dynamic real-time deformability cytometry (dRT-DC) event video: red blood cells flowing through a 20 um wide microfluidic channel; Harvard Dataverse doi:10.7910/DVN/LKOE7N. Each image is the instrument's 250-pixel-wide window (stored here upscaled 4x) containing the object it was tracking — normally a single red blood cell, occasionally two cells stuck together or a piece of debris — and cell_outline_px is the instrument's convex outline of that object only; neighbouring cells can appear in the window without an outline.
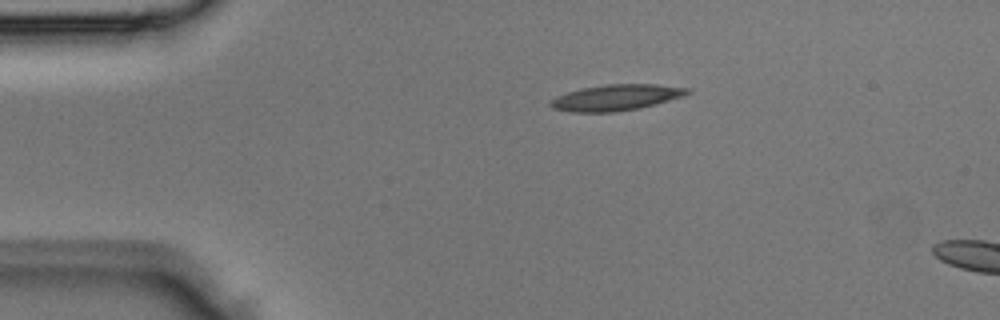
{"species": "Egyptian fruit bat (a non-hibernating species)", "species_latin": "Rousettus aegyptiacus", "temperature_condition": "room temperature", "stored_images_in_passage": 4, "camera_frame_rate_fps": 3000, "um_per_image_px": 0.085, "animal": {"sex": "male"}, "frame": {"image": 1, "passage_image": 4, "time_ms": 1.0, "image_size_px": [1000, 320], "cell_outline_px": [[692, 92], [684, 96], [656, 104], [640, 108], [616, 112], [572, 112], [552, 108], [548, 104], [556, 96], [568, 92], [584, 88], [604, 84], [656, 84], [692, 88]], "centroid_in_image_um": [52.42, 8.29], "position_along_channel_um": 32.6, "area_um2": 20.87}}